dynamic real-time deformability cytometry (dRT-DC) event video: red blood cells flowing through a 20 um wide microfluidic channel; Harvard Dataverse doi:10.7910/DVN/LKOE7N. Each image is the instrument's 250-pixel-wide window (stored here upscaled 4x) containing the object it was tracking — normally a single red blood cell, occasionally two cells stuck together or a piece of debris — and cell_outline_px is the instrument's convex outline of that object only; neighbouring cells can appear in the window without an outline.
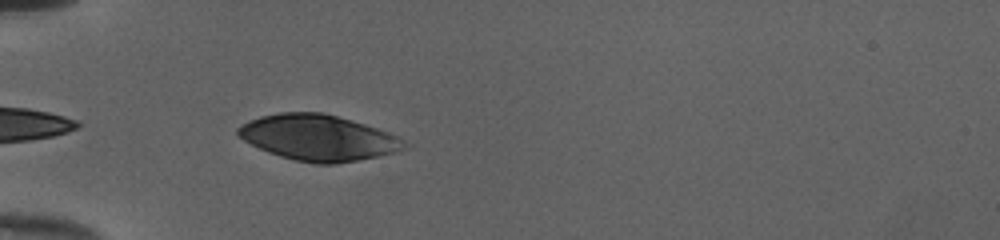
{"species": "human", "species_latin": "Homo sapiens", "temperature_condition": "cold", "stored_images_in_passage": 34, "camera_frame_rate_fps": 3000, "um_per_image_px": 0.085, "donor": {"sex": "female"}, "frame": {"image": 1, "passage_image": 2, "time_ms": 0.333, "image_size_px": [1000, 240], "cell_outline_px": [[408, 144], [404, 148], [396, 152], [336, 164], [316, 164], [296, 160], [280, 156], [268, 152], [244, 140], [236, 132], [236, 128], [240, 124], [260, 116], [280, 112], [324, 112], [364, 124], [376, 128], [396, 136], [404, 140]], "centroid_in_image_um": [27.02, 11.7], "position_along_channel_um": 58.0, "area_um2": 44.04}}
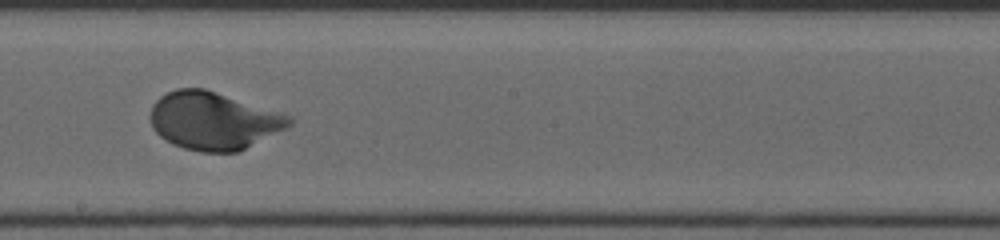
{"frame": {"image": 2, "passage_image": 16, "time_ms": 5.0, "image_size_px": [1000, 240], "cell_outline_px": [[292, 124], [288, 128], [236, 152], [200, 152], [184, 148], [172, 144], [160, 136], [152, 128], [148, 116], [152, 104], [160, 96], [176, 88], [204, 88], [292, 116]], "centroid_in_image_um": [18.11, 10.26], "position_along_channel_um": 230.1, "area_um2": 46.82}}
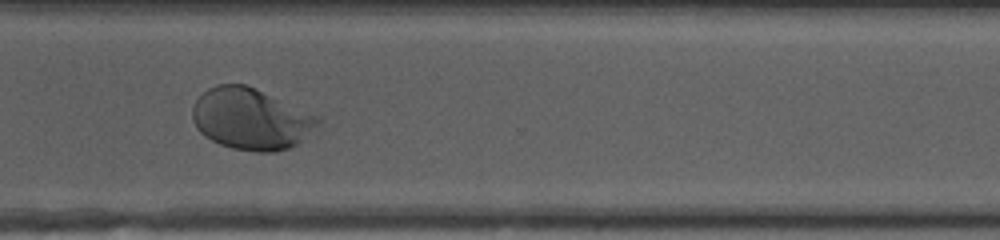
{"frame": {"image": 3, "passage_image": 25, "time_ms": 8.0, "image_size_px": [1000, 240], "cell_outline_px": [[324, 116], [296, 144], [288, 148], [276, 152], [256, 152], [232, 148], [220, 144], [204, 136], [196, 128], [192, 120], [192, 108], [196, 100], [208, 88], [216, 84], [244, 84]], "centroid_in_image_um": [21.31, 10.1], "position_along_channel_um": 349.3, "area_um2": 44.85}, "authors_computed_cell_mechanics": {"area_um2": 46.1533, "velocity_mm_per_s": 3.9694, "shape_relaxation_time_tau1_ms": 2.4925, "shape_relaxation_time_tau2_ms": null, "deformation_change_tau1": 0.1626, "deformation_change_tau2": null}}